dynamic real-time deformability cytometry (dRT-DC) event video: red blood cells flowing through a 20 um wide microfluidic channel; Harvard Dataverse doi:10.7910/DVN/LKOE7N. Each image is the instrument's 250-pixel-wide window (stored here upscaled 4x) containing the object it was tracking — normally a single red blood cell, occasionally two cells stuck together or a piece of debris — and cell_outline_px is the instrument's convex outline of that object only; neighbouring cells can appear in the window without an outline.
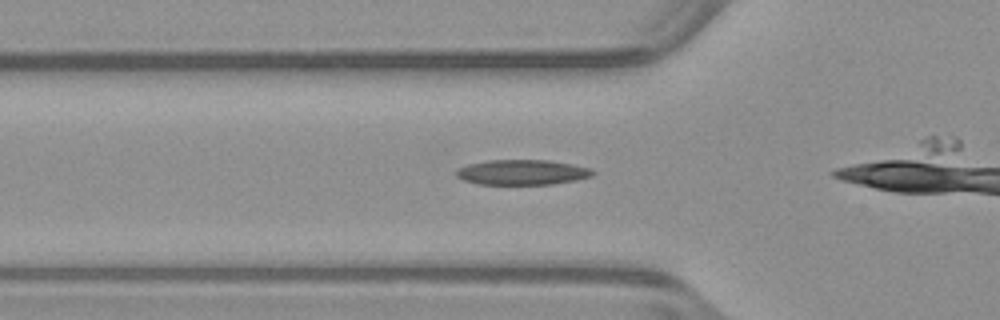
{"species": "common noctule bat (a hibernating species)", "species_latin": "Nyctalus noctula", "temperature_condition": "warm", "stored_images_in_passage": 27, "camera_frame_rate_fps": 3000, "um_per_image_px": 0.085, "animal": {"sex": "male", "body_mass_g": 23.1, "forearm_length_mm": 52.7}, "frame": {"image": 1, "passage_image": 4, "time_ms": 1.0, "image_size_px": [1000, 320], "cell_outline_px": [[596, 172], [592, 176], [576, 180], [552, 184], [480, 184], [464, 180], [456, 176], [456, 172], [460, 168], [468, 164], [488, 160], [548, 160], [572, 164], [592, 168]], "centroid_in_image_um": [44.43, 14.64], "position_along_channel_um": 81.4, "area_um2": 19.94}}
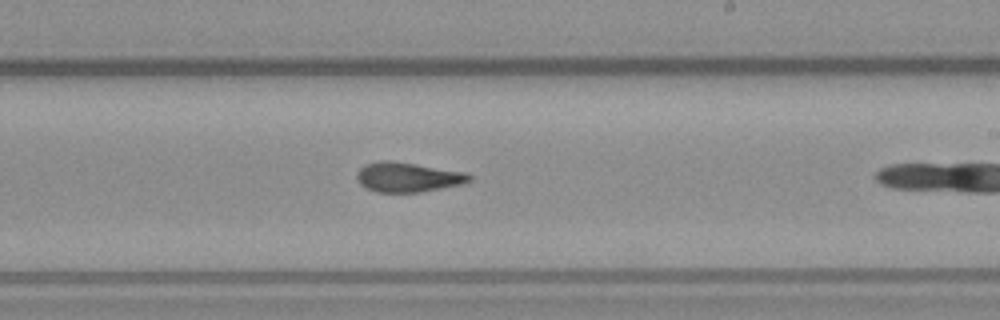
{"frame": {"image": 2, "passage_image": 17, "time_ms": 5.333, "image_size_px": [1000, 320], "cell_outline_px": [[472, 180], [464, 184], [420, 192], [376, 192], [360, 184], [356, 180], [356, 172], [364, 164], [380, 160], [392, 160], [468, 172], [472, 176]], "centroid_in_image_um": [34.68, 15.04], "position_along_channel_um": 254.3, "area_um2": 19.83}}
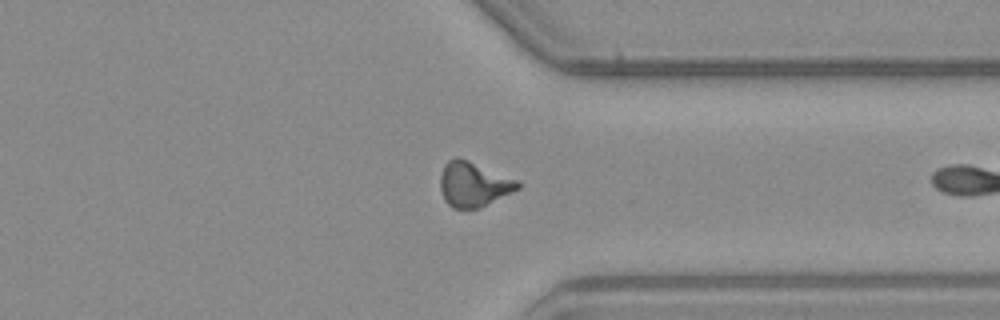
{"frame": {"image": 3, "passage_image": 26, "time_ms": 8.333, "image_size_px": [1000, 320], "cell_outline_px": [[520, 188], [476, 208], [452, 208], [444, 200], [440, 188], [440, 172], [444, 164], [448, 160], [456, 156], [468, 160], [520, 180]], "centroid_in_image_um": [40.22, 15.63], "position_along_channel_um": 371.2, "area_um2": 20.17}}